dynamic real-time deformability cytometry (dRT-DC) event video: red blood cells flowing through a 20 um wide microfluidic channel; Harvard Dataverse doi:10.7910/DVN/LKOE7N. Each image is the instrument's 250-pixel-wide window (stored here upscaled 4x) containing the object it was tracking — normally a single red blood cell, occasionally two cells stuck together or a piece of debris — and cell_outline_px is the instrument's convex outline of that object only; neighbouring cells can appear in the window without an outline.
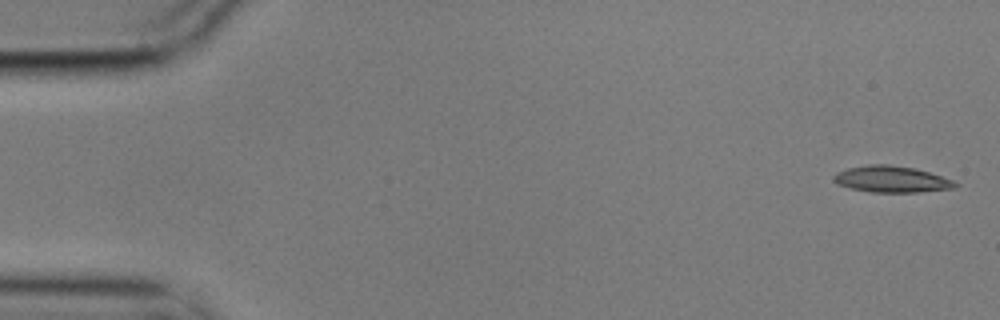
{"species": "common noctule bat (a hibernating species)", "species_latin": "Nyctalus noctula", "temperature_condition": "cold", "stored_images_in_passage": 5, "camera_frame_rate_fps": 3000, "um_per_image_px": 0.085, "animal": {"sex": "male", "body_mass_g": 17.9}, "frame": {"image": 1, "passage_image": 1, "time_ms": 0.0, "image_size_px": [1000, 320], "cell_outline_px": [[960, 184], [956, 188], [916, 192], [872, 192], [852, 188], [836, 184], [832, 180], [832, 176], [836, 172], [848, 168], [868, 164], [888, 164], [916, 168], [952, 180]], "centroid_in_image_um": [75.76, 15.23], "position_along_channel_um": 9.2, "area_um2": 18.73}}
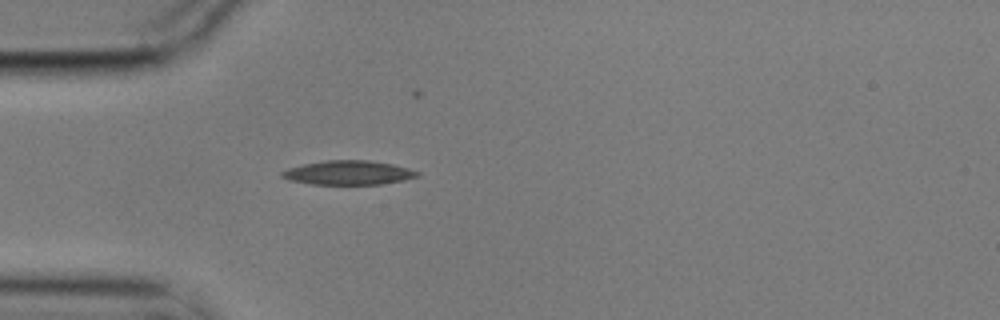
{"frame": {"image": 2, "passage_image": 4, "time_ms": 1.0, "image_size_px": [1000, 320], "cell_outline_px": [[420, 176], [404, 180], [380, 184], [312, 184], [288, 180], [280, 176], [280, 172], [288, 168], [304, 164], [328, 160], [368, 160], [392, 164], [408, 168], [420, 172]], "centroid_in_image_um": [29.61, 14.68], "position_along_channel_um": 55.4, "area_um2": 19.02}}